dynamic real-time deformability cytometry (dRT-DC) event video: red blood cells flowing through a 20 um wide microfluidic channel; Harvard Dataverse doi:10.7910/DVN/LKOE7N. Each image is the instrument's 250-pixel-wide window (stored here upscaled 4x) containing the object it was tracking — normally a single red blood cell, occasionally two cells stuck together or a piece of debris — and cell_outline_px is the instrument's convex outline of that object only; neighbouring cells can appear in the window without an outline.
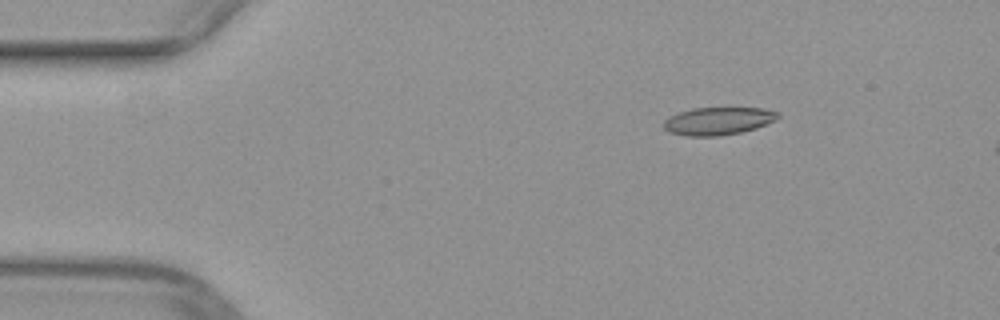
{"species": "common noctule bat (a hibernating species)", "species_latin": "Nyctalus noctula", "temperature_condition": "warm", "stored_images_in_passage": 7, "camera_frame_rate_fps": 3000, "um_per_image_px": 0.085, "animal": {"sex": "female", "body_mass_g": 29.2, "forearm_length_mm": 56.3}, "frame": {"image": 1, "passage_image": 1, "time_ms": 0.0, "image_size_px": [1000, 320], "cell_outline_px": [[780, 116], [776, 120], [756, 128], [740, 132], [720, 136], [684, 136], [668, 132], [664, 128], [664, 120], [668, 116], [692, 108], [764, 108], [780, 112]], "centroid_in_image_um": [61.04, 10.28], "position_along_channel_um": 24.0, "area_um2": 18.61}}